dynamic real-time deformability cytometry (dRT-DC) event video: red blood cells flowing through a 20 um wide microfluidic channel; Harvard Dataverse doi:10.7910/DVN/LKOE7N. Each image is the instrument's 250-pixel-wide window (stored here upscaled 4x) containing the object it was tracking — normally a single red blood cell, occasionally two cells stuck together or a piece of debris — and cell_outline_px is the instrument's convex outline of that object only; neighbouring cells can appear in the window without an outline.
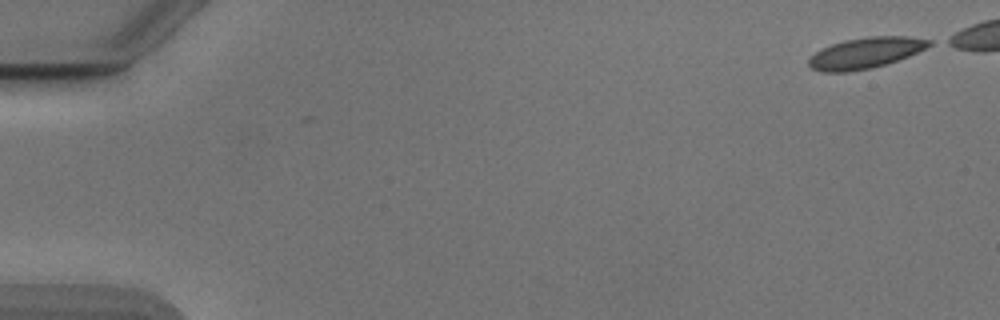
{"species": "Egyptian fruit bat (a non-hibernating species)", "species_latin": "Rousettus aegyptiacus", "temperature_condition": "cold", "stored_images_in_passage": 46, "camera_frame_rate_fps": 3000, "um_per_image_px": 0.085, "animal": {"sex": "male"}, "frame": {"image": 1, "passage_image": 1, "time_ms": 0.0, "image_size_px": [1000, 320], "cell_outline_px": [[932, 44], [908, 56], [872, 68], [848, 72], [824, 72], [812, 68], [808, 64], [808, 60], [816, 52], [832, 44], [844, 40], [868, 36], [908, 36], [932, 40]], "centroid_in_image_um": [73.56, 4.49], "position_along_channel_um": 11.4, "area_um2": 21.39}}
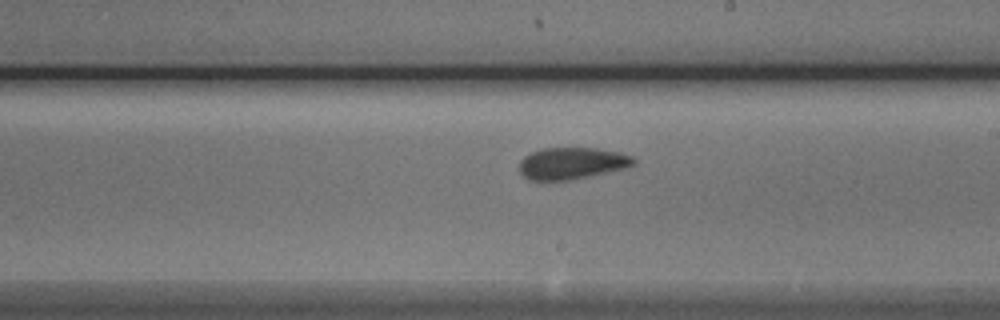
{"frame": {"image": 2, "passage_image": 30, "time_ms": 9.667, "image_size_px": [1000, 320], "cell_outline_px": [[636, 164], [628, 168], [572, 180], [528, 180], [520, 172], [520, 160], [524, 156], [532, 152], [544, 148], [596, 148], [620, 152], [632, 156], [636, 160]], "centroid_in_image_um": [48.66, 13.88], "position_along_channel_um": 240.3, "area_um2": 21.39}}
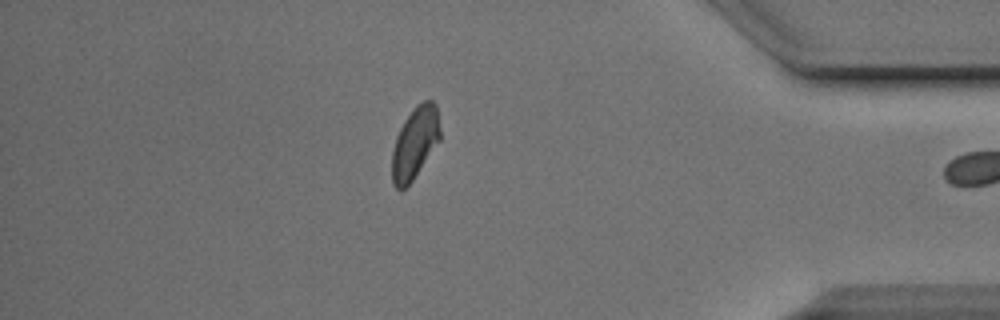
{"frame": {"image": 3, "passage_image": 45, "time_ms": 14.667, "image_size_px": [1000, 320], "cell_outline_px": [[440, 140], [412, 180], [404, 188], [396, 188], [392, 184], [392, 152], [396, 136], [404, 120], [412, 108], [416, 104], [424, 100], [432, 100], [436, 104], [440, 128]], "centroid_in_image_um": [35.26, 12.1], "position_along_channel_um": 399.9, "area_um2": 20.06}}